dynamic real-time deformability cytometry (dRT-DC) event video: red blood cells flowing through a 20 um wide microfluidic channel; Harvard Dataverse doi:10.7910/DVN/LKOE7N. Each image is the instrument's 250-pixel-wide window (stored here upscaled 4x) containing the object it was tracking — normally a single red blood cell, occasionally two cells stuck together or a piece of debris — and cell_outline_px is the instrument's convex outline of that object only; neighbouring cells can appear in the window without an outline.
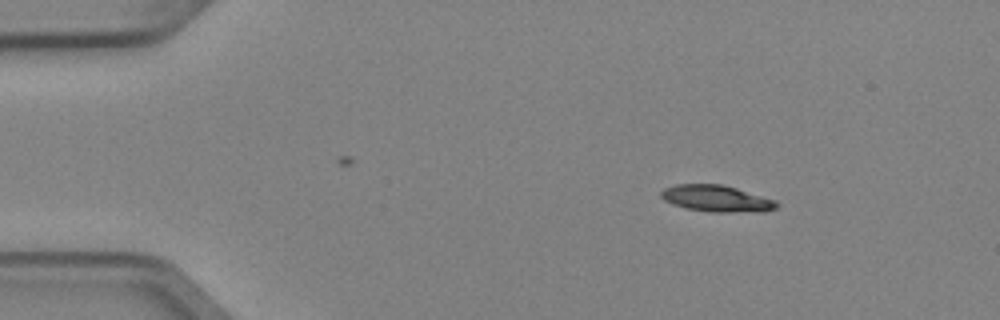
{"species": "Egyptian fruit bat (a non-hibernating species)", "species_latin": "Rousettus aegyptiacus", "temperature_condition": "cold", "stored_images_in_passage": 4, "camera_frame_rate_fps": 3000, "um_per_image_px": 0.085, "animal": {"sex": "female"}, "frame": {"image": 1, "passage_image": 2, "time_ms": 0.333, "image_size_px": [1000, 320], "cell_outline_px": [[780, 204], [776, 208], [764, 212], [708, 212], [684, 208], [672, 204], [664, 200], [660, 196], [660, 192], [664, 188], [676, 184], [724, 184], [776, 200]], "centroid_in_image_um": [60.92, 16.88], "position_along_channel_um": 24.1, "area_um2": 18.21}}